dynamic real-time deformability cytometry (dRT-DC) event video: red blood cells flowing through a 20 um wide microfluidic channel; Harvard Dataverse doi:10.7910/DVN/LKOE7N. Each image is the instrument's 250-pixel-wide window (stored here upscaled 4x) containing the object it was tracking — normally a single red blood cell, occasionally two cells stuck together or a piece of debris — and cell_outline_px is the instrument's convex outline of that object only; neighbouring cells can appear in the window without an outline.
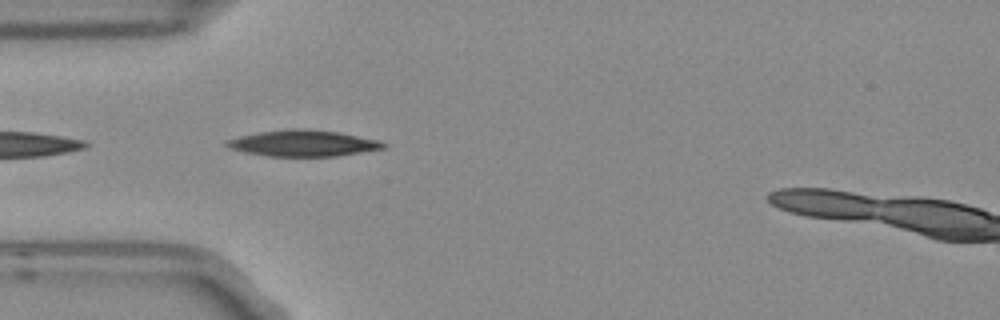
{"species": "Egyptian fruit bat (a non-hibernating species)", "species_latin": "Rousettus aegyptiacus", "temperature_condition": "room temperature", "stored_images_in_passage": 5, "camera_frame_rate_fps": 3000, "um_per_image_px": 0.085, "frame": {"image": 1, "passage_image": 5, "time_ms": 1.333, "image_size_px": [1000, 320], "cell_outline_px": [[388, 144], [384, 148], [336, 156], [268, 156], [244, 152], [228, 148], [224, 144], [224, 140], [240, 136], [260, 132], [288, 128], [308, 128], [340, 132], [380, 140]], "centroid_in_image_um": [25.75, 12.16], "position_along_channel_um": 59.3, "area_um2": 24.16}}